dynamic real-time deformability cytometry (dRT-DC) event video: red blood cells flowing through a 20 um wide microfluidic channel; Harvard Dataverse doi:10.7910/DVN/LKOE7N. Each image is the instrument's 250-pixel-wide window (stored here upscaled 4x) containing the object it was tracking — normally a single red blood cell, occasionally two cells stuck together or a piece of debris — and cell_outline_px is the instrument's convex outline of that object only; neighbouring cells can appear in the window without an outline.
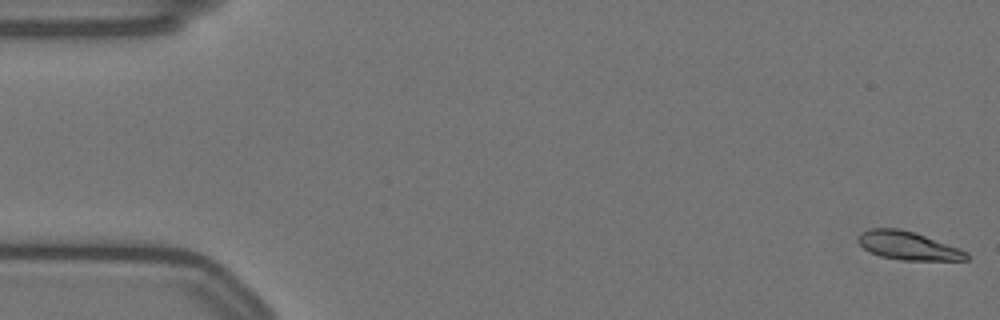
{"species": "Egyptian fruit bat (a non-hibernating species)", "species_latin": "Rousettus aegyptiacus", "temperature_condition": "warm", "stored_images_in_passage": 58, "camera_frame_rate_fps": 3000, "um_per_image_px": 0.085, "animal": {"sex": "female"}, "frame": {"image": 1, "passage_image": 1, "time_ms": 0.0, "image_size_px": [1000, 320], "cell_outline_px": [[972, 256], [968, 260], [900, 260], [880, 256], [864, 248], [856, 240], [856, 236], [860, 232], [872, 228], [900, 228], [960, 248], [968, 252]], "centroid_in_image_um": [77.19, 20.89], "position_along_channel_um": 7.8, "area_um2": 17.92}}
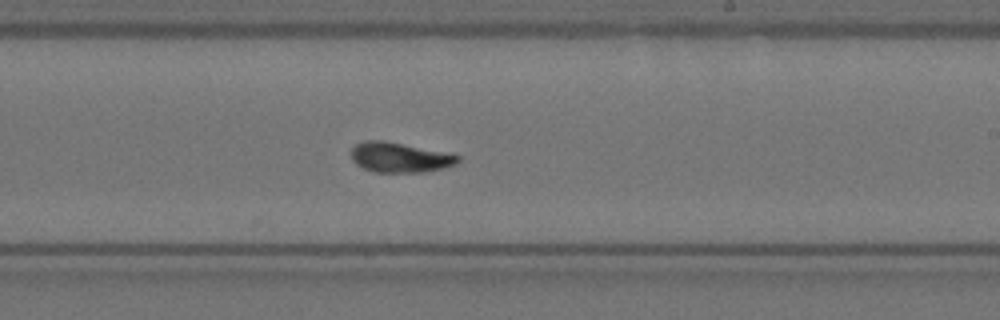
{"frame": {"image": 2, "passage_image": 34, "time_ms": 11.0, "image_size_px": [1000, 320], "cell_outline_px": [[460, 160], [456, 164], [444, 168], [424, 172], [376, 172], [364, 168], [356, 164], [352, 160], [352, 148], [356, 144], [364, 140], [384, 140], [460, 156]], "centroid_in_image_um": [33.95, 13.38], "position_along_channel_um": 255.0, "area_um2": 18.38}}
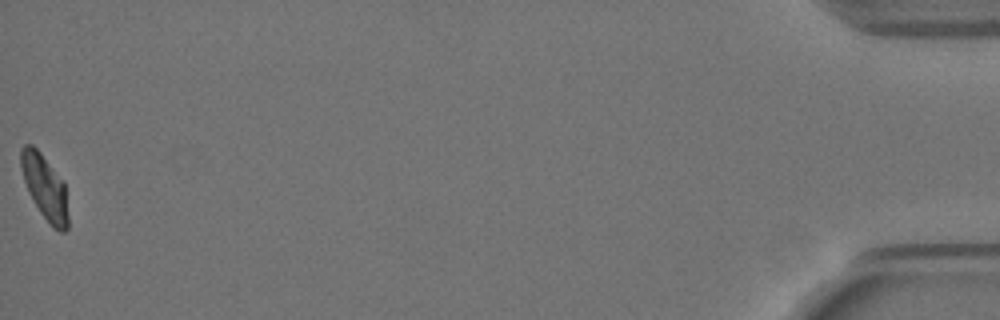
{"frame": {"image": 3, "passage_image": 58, "time_ms": 19.0, "image_size_px": [1000, 320], "cell_outline_px": [[68, 228], [64, 232], [60, 232], [52, 228], [40, 212], [28, 192], [20, 168], [20, 148], [24, 144], [32, 144], [40, 152], [64, 180], [68, 216]], "centroid_in_image_um": [3.8, 15.91], "position_along_channel_um": 431.4, "area_um2": 18.03}, "authors_computed_cell_mechanics": {"area_um2": 18.1492, "velocity_mm_per_s": 3.4789, "shape_relaxation_time_tau1_ms": 5.4218, "shape_relaxation_time_tau2_ms": 2.1392, "deformation_change_tau1": 0.1923, "deformation_change_tau2": 0.0633}}